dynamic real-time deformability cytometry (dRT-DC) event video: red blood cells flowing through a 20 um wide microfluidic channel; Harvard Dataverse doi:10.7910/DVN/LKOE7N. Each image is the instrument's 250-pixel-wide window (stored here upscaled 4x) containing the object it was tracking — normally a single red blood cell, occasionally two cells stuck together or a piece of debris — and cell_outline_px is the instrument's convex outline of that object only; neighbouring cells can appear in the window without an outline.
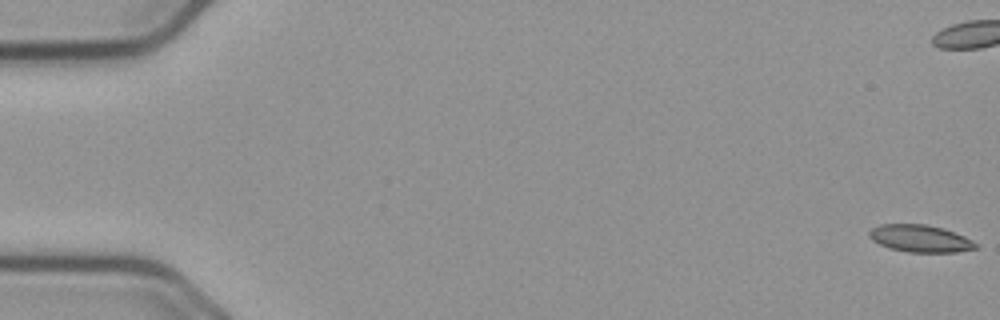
{"species": "common noctule bat (a hibernating species)", "species_latin": "Nyctalus noctula", "temperature_condition": "cold", "stored_images_in_passage": 58, "camera_frame_rate_fps": 3000, "um_per_image_px": 0.085, "animal": {"sex": "male", "body_mass_g": 23.1, "forearm_length_mm": 52.7}, "frame": {"image": 1, "passage_image": 1, "time_ms": 0.0, "image_size_px": [1000, 320], "cell_outline_px": [[980, 248], [956, 252], [908, 252], [888, 248], [872, 240], [868, 236], [868, 232], [872, 228], [880, 224], [924, 224], [944, 228], [964, 236], [972, 240]], "centroid_in_image_um": [78.21, 20.27], "position_along_channel_um": 6.8, "area_um2": 16.99}}
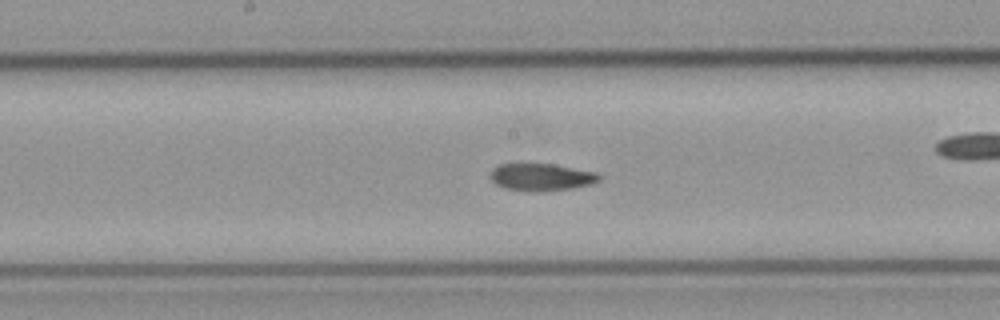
{"frame": {"image": 2, "passage_image": 30, "time_ms": 9.667, "image_size_px": [1000, 320], "cell_outline_px": [[600, 180], [592, 184], [572, 188], [532, 192], [504, 188], [496, 184], [488, 176], [492, 168], [500, 164], [552, 164], [596, 172], [600, 176]], "centroid_in_image_um": [45.98, 15.05], "position_along_channel_um": 202.2, "area_um2": 17.28}}
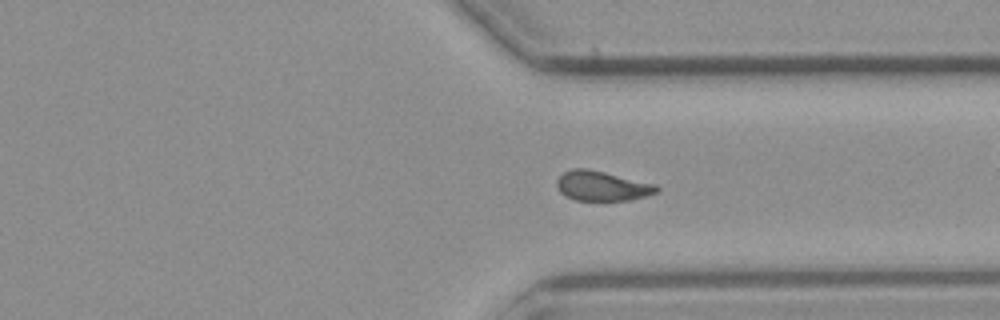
{"frame": {"image": 3, "passage_image": 43, "time_ms": 14.0, "image_size_px": [1000, 320], "cell_outline_px": [[660, 192], [628, 200], [576, 200], [564, 196], [560, 192], [556, 184], [556, 180], [564, 172], [572, 168], [588, 168], [656, 184], [660, 188]], "centroid_in_image_um": [51.17, 15.8], "position_along_channel_um": 360.2, "area_um2": 17.4}, "authors_computed_cell_mechanics": {"area_um2": 17.4556, "velocity_mm_per_s": 3.6539, "shape_relaxation_time_tau1_ms": 11.3036, "shape_relaxation_time_tau2_ms": 3.464, "deformation_change_tau1": 0.2272, "deformation_change_tau2": 0.0917}}